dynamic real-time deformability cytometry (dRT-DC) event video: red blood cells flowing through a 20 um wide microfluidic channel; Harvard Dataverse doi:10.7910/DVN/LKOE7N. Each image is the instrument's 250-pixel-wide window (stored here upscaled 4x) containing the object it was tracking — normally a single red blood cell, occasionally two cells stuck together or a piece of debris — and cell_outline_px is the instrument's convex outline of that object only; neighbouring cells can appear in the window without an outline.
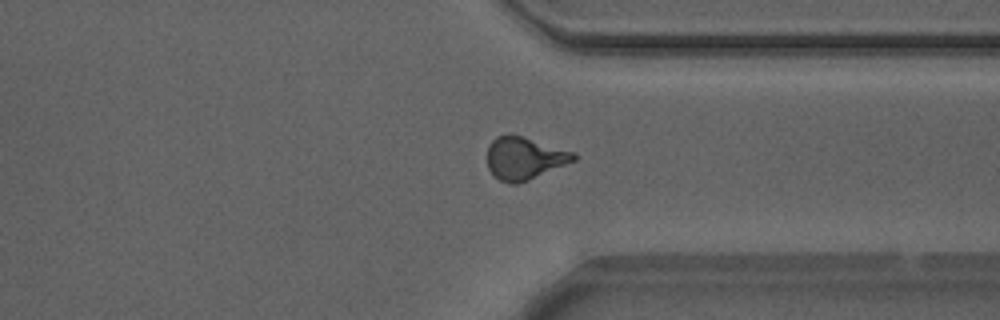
{"species": "Egyptian fruit bat (a non-hibernating species)", "species_latin": "Rousettus aegyptiacus", "temperature_condition": "warm", "stored_images_in_passage": 46, "camera_frame_rate_fps": 3000, "um_per_image_px": 0.085, "animal": {"sex": "male"}, "frame": {"image": 1, "passage_image": 40, "time_ms": 13.0, "image_size_px": [1000, 320], "cell_outline_px": [[576, 160], [528, 180], [516, 184], [508, 184], [500, 180], [488, 168], [488, 144], [496, 136], [520, 136], [576, 152]], "centroid_in_image_um": [44.58, 13.46], "position_along_channel_um": 366.8, "area_um2": 21.04}, "authors_computed_cell_mechanics": {"area_um2": 21.4149, "velocity_mm_per_s": 3.8813, "shape_relaxation_time_tau1_ms": 3.973, "shape_relaxation_time_tau2_ms": 1.4403, "deformation_change_tau1": 0.1503, "deformation_change_tau2": 0.0763}}